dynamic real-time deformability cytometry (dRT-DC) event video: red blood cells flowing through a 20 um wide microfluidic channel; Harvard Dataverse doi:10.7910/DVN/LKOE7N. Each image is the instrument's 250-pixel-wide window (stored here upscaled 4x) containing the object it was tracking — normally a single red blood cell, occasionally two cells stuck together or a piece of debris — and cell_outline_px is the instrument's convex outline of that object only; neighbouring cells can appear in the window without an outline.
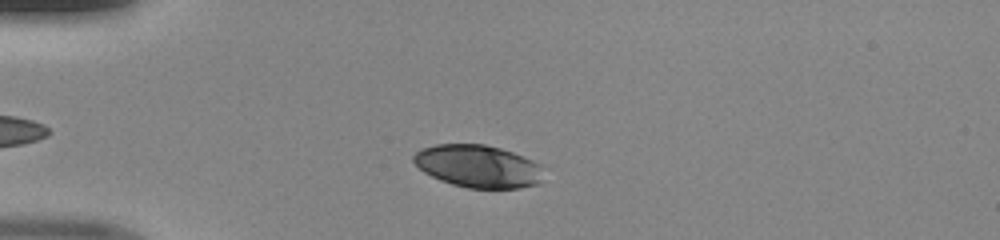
{"species": "human", "species_latin": "Homo sapiens", "temperature_condition": "room temperature", "stored_images_in_passage": 38, "camera_frame_rate_fps": 3000, "um_per_image_px": 0.085, "donor": {"sex": "male"}, "frame": {"image": 1, "passage_image": 7, "time_ms": 2.0, "image_size_px": [1000, 240], "cell_outline_px": [[540, 180], [536, 184], [516, 188], [468, 188], [452, 184], [440, 180], [424, 172], [412, 160], [412, 156], [420, 148], [436, 144], [484, 144], [500, 148], [512, 152], [532, 160], [540, 164]], "centroid_in_image_um": [40.57, 14.12], "position_along_channel_um": 44.4, "area_um2": 31.96}}
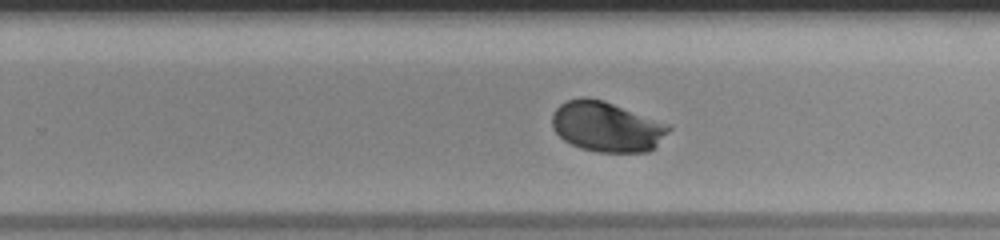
{"frame": {"image": 2, "passage_image": 26, "time_ms": 8.333, "image_size_px": [1000, 240], "cell_outline_px": [[672, 128], [656, 148], [648, 152], [596, 152], [580, 148], [564, 140], [552, 128], [552, 112], [560, 104], [568, 100], [580, 96], [588, 96], [604, 100], [672, 124]], "centroid_in_image_um": [51.61, 10.75], "position_along_channel_um": 278.2, "area_um2": 34.8}}
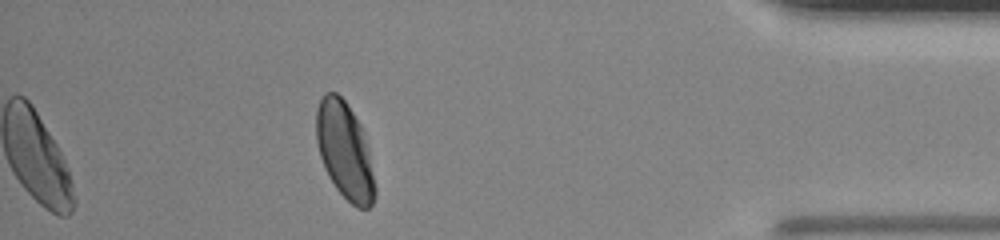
{"frame": {"image": 3, "passage_image": 38, "time_ms": 12.333, "image_size_px": [1000, 240], "cell_outline_px": [[376, 196], [372, 204], [368, 208], [356, 208], [336, 188], [328, 176], [324, 168], [320, 156], [316, 140], [316, 108], [320, 96], [324, 92], [336, 92], [348, 104], [360, 124], [368, 148], [376, 188]], "centroid_in_image_um": [29.29, 12.79], "position_along_channel_um": 405.9, "area_um2": 33.23}}